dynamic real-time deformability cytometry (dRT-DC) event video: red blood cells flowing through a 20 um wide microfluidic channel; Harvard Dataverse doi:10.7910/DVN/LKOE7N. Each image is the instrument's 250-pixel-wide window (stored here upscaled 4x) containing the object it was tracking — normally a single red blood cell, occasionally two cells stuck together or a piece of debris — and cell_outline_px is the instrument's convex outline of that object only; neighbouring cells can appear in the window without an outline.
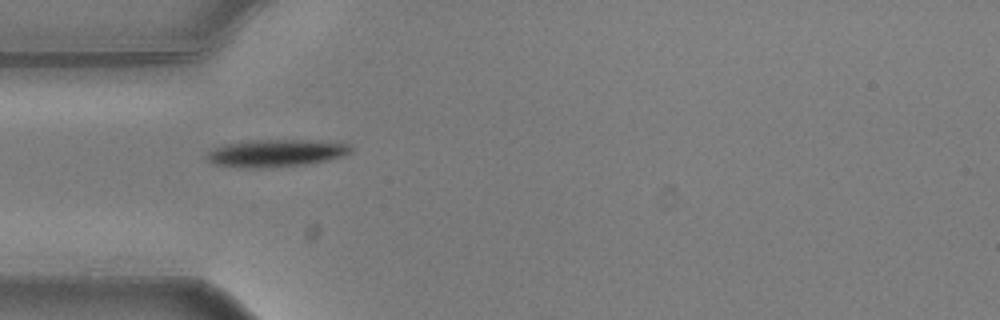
{"species": "common noctule bat (a hibernating species)", "species_latin": "Nyctalus noctula", "temperature_condition": "warm", "stored_images_in_passage": 40, "camera_frame_rate_fps": 3000, "um_per_image_px": 0.085, "animal": {"sex": "male", "body_mass_g": 20.5, "forearm_length_mm": 52.5}, "frame": {"image": 1, "passage_image": 1, "time_ms": 0.0, "image_size_px": [1000, 320], "cell_outline_px": [[352, 152], [344, 156], [328, 160], [308, 164], [260, 168], [248, 168], [212, 164], [204, 156], [208, 152], [224, 144], [248, 140], [320, 140], [348, 144], [352, 148]], "centroid_in_image_um": [23.47, 13.01], "position_along_channel_um": 61.5, "area_um2": 23.18}}
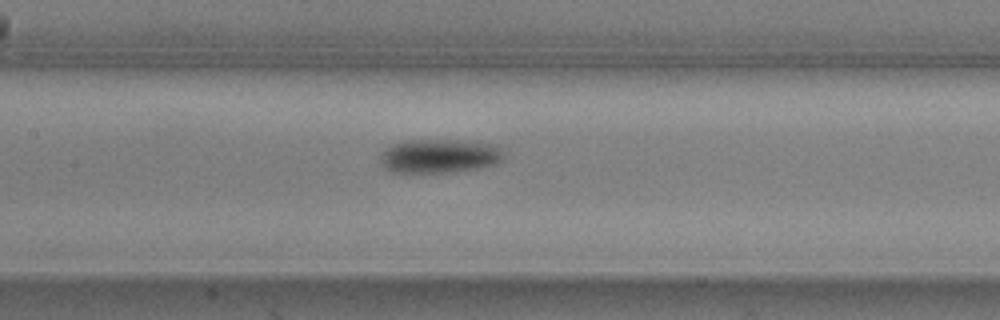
{"frame": {"image": 2, "passage_image": 10, "time_ms": 3.0, "image_size_px": [1000, 320], "cell_outline_px": [[504, 160], [496, 164], [456, 172], [392, 172], [384, 168], [380, 164], [380, 156], [392, 144], [404, 140], [456, 140], [496, 144], [504, 152]], "centroid_in_image_um": [37.37, 13.26], "position_along_channel_um": 170.0, "area_um2": 24.57}}
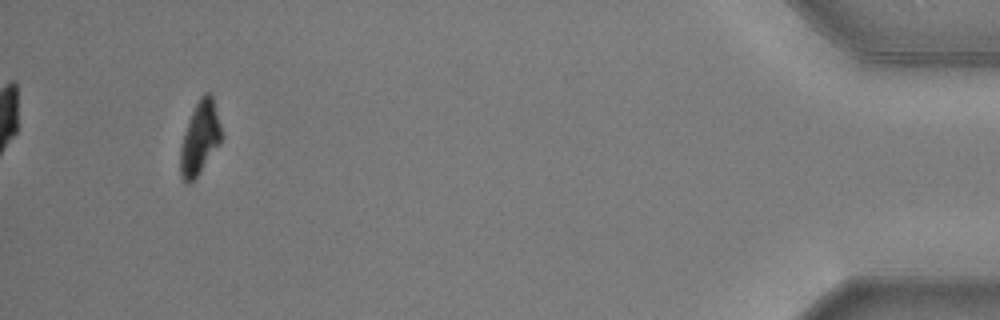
{"frame": {"image": 3, "passage_image": 37, "time_ms": 12.0, "image_size_px": [1000, 320], "cell_outline_px": [[224, 136], [220, 144], [196, 180], [188, 184], [180, 176], [180, 148], [188, 120], [200, 96], [204, 92], [212, 92]], "centroid_in_image_um": [17.02, 11.74], "position_along_channel_um": 418.2, "area_um2": 18.03}, "authors_computed_cell_mechanics": {"area_um2": 22.1952, "velocity_mm_per_s": 3.6159, "shape_relaxation_time_tau1_ms": 1.9144, "shape_relaxation_time_tau2_ms": null, "deformation_change_tau1": 0.1519, "deformation_change_tau2": null}}